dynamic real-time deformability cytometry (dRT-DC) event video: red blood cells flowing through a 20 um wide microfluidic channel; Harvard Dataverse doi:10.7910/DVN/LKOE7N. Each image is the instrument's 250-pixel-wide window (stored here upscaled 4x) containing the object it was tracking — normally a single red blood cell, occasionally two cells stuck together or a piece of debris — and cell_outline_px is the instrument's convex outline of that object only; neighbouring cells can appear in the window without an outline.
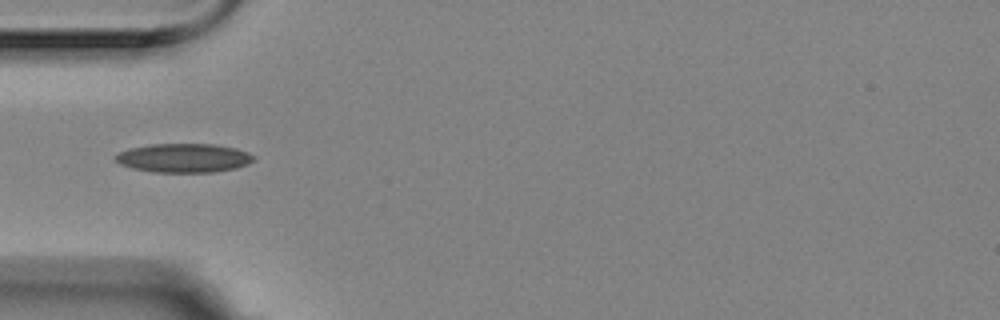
{"species": "Egyptian fruit bat (a non-hibernating species)", "species_latin": "Rousettus aegyptiacus", "temperature_condition": "room temperature", "stored_images_in_passage": 14, "camera_frame_rate_fps": 3000, "um_per_image_px": 0.085, "animal": {"sex": "female"}, "frame": {"image": 1, "passage_image": 4, "time_ms": 1.0, "image_size_px": [1000, 320], "cell_outline_px": [[256, 156], [248, 164], [236, 168], [212, 172], [152, 172], [132, 168], [120, 164], [112, 160], [112, 156], [128, 148], [148, 144], [216, 144], [236, 148], [248, 152]], "centroid_in_image_um": [15.57, 13.42], "position_along_channel_um": 69.4, "area_um2": 23.58}}
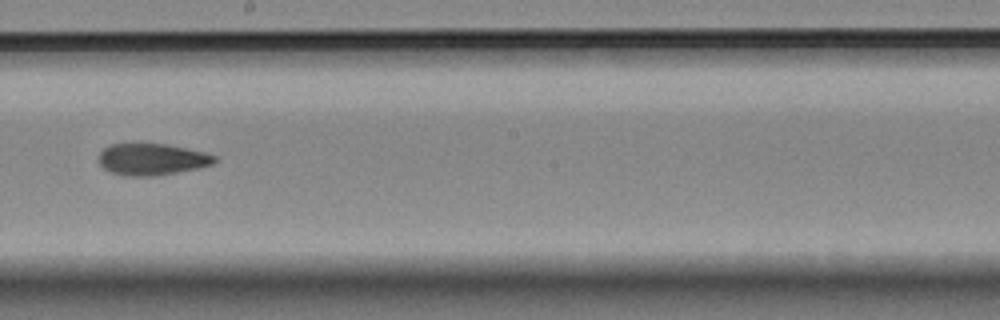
{"frame": {"image": 2, "passage_image": 8, "time_ms": 2.333, "image_size_px": [1000, 320], "cell_outline_px": [[216, 160], [212, 164], [196, 168], [176, 172], [152, 176], [124, 176], [112, 172], [104, 168], [100, 164], [100, 152], [108, 144], [140, 140], [164, 144], [204, 152], [216, 156]], "centroid_in_image_um": [12.84, 13.49], "position_along_channel_um": 235.4, "area_um2": 21.79}}
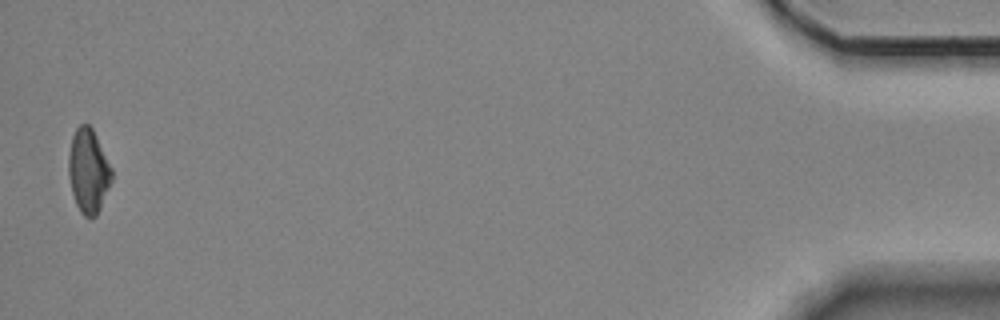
{"frame": {"image": 3, "passage_image": 14, "time_ms": 4.333, "image_size_px": [1000, 320], "cell_outline_px": [[112, 180], [100, 208], [96, 216], [84, 216], [80, 212], [76, 204], [72, 192], [68, 176], [68, 156], [72, 136], [76, 128], [80, 124], [88, 124], [92, 128], [112, 168]], "centroid_in_image_um": [7.5, 14.52], "position_along_channel_um": 427.7, "area_um2": 21.04}}